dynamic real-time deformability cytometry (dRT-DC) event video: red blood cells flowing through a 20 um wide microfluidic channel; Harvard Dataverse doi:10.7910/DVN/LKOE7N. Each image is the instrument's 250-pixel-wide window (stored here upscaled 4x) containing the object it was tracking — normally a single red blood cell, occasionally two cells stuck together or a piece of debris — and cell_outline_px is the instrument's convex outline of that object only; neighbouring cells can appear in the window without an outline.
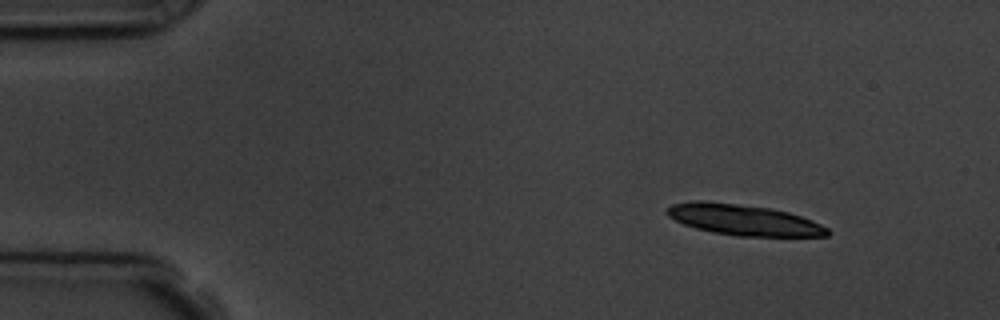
{"species": "common noctule bat (a hibernating species)", "species_latin": "Nyctalus noctula", "temperature_condition": "room temperature", "stored_images_in_passage": 4, "camera_frame_rate_fps": 3000, "um_per_image_px": 0.085, "animal": {"sex": "male", "body_mass_g": 19.5, "forearm_length_mm": 54.6}, "frame": {"image": 1, "passage_image": 1, "time_ms": 0.0, "image_size_px": [1000, 320], "cell_outline_px": [[828, 236], [736, 236], [712, 232], [696, 228], [684, 224], [668, 216], [664, 212], [672, 204], [692, 200], [704, 200], [772, 208], [788, 212], [812, 220], [828, 228]], "centroid_in_image_um": [63.17, 18.68], "position_along_channel_um": 21.8, "area_um2": 28.84}}
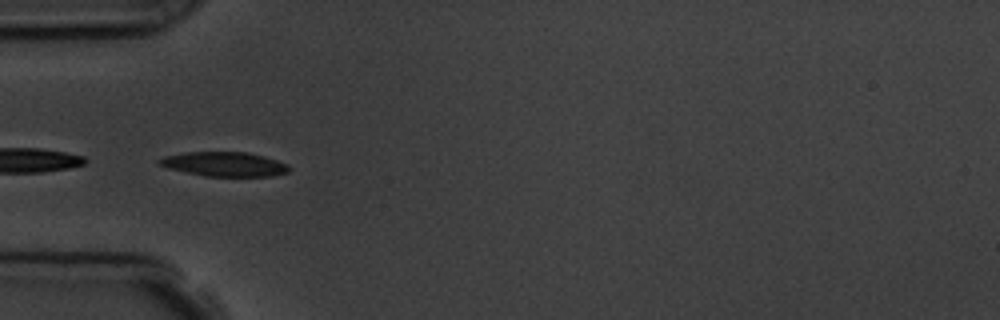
{"frame": {"image": 2, "passage_image": 4, "time_ms": 3.667, "image_size_px": [1000, 320], "cell_outline_px": [[288, 172], [272, 176], [204, 176], [184, 172], [168, 168], [156, 164], [156, 160], [164, 156], [184, 152], [248, 152], [264, 156], [288, 164]], "centroid_in_image_um": [19.01, 13.95], "position_along_channel_um": 66.0, "area_um2": 18.55}}